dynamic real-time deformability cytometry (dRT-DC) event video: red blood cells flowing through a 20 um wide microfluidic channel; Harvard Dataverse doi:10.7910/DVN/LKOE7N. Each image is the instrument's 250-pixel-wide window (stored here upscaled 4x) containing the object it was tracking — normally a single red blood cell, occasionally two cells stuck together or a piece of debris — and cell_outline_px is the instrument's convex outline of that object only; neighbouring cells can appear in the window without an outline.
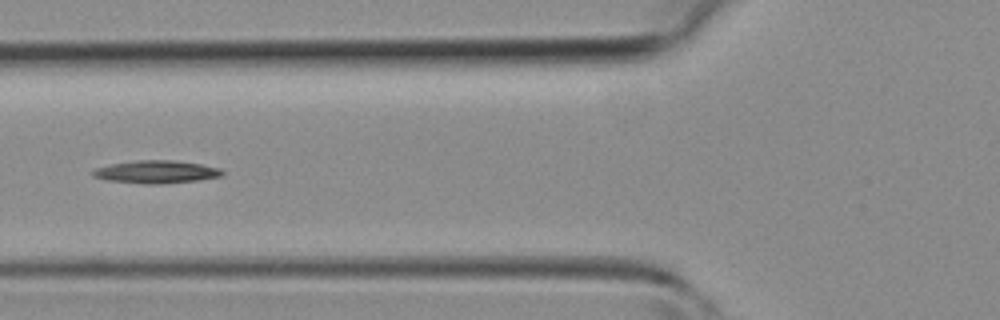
{"species": "common noctule bat (a hibernating species)", "species_latin": "Nyctalus noctula", "temperature_condition": "room temperature", "stored_images_in_passage": 42, "camera_frame_rate_fps": 3000, "um_per_image_px": 0.085, "animal": {"sex": "female", "body_mass_g": 19.3, "forearm_length_mm": 54.1}, "frame": {"image": 1, "passage_image": 16, "time_ms": 5.0, "image_size_px": [1000, 320], "cell_outline_px": [[224, 176], [200, 180], [160, 184], [144, 184], [108, 180], [92, 176], [92, 172], [96, 168], [112, 164], [136, 160], [172, 160], [200, 164], [220, 168], [224, 172]], "centroid_in_image_um": [13.32, 14.61], "position_along_channel_um": 112.5, "area_um2": 17.17}}
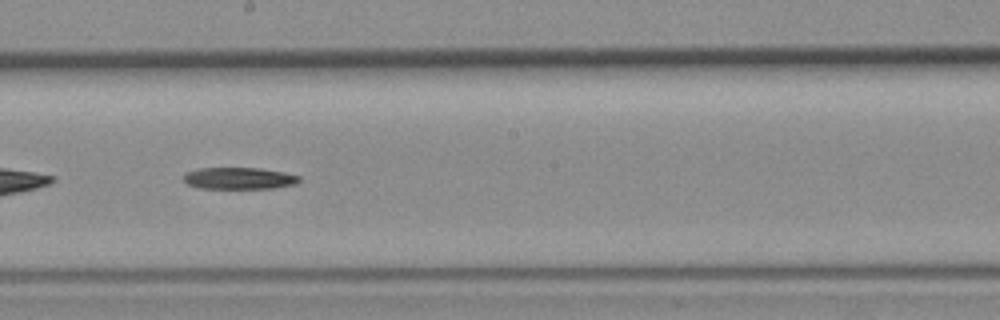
{"frame": {"image": 2, "passage_image": 23, "time_ms": 7.333, "image_size_px": [1000, 320], "cell_outline_px": [[300, 180], [296, 184], [272, 188], [200, 188], [188, 184], [184, 180], [184, 176], [188, 172], [200, 168], [260, 168], [284, 172], [300, 176]], "centroid_in_image_um": [20.36, 15.15], "position_along_channel_um": 227.8, "area_um2": 14.51}}
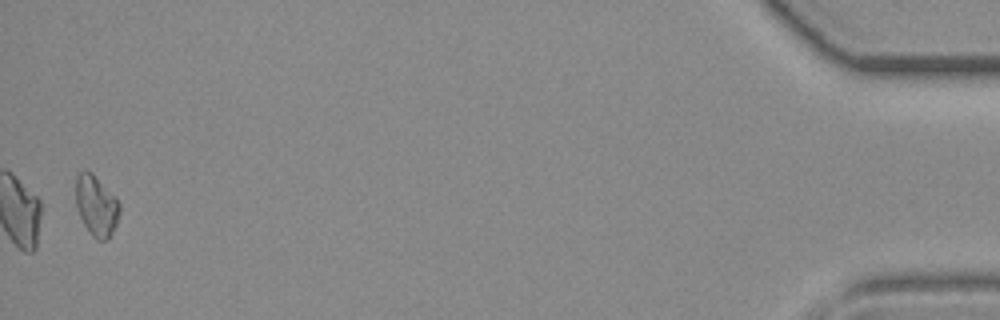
{"frame": {"image": 3, "passage_image": 41, "time_ms": 13.333, "image_size_px": [1000, 320], "cell_outline_px": [[120, 212], [116, 224], [108, 240], [96, 240], [92, 236], [84, 224], [76, 208], [76, 176], [80, 172], [92, 172], [116, 196], [120, 204]], "centroid_in_image_um": [8.2, 17.49], "position_along_channel_um": 427.0, "area_um2": 15.55}}